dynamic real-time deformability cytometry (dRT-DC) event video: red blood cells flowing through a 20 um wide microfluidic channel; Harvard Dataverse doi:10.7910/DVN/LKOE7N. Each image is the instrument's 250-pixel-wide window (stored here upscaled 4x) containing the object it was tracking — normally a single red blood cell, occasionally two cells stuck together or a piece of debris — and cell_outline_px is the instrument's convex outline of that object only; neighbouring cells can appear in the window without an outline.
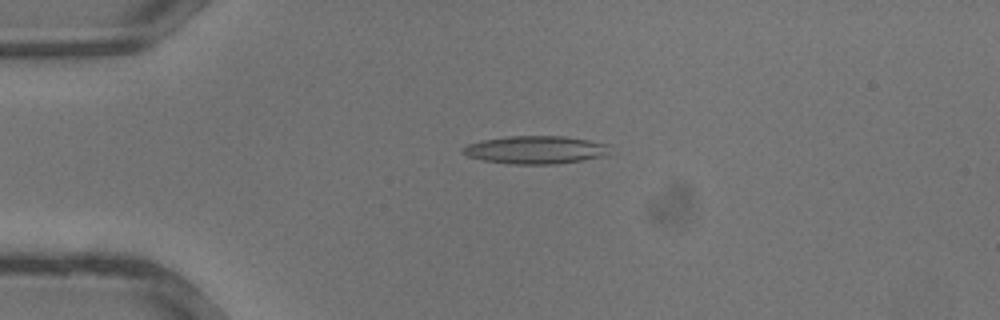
{"species": "common noctule bat (a hibernating species)", "species_latin": "Nyctalus noctula", "temperature_condition": "warm", "stored_images_in_passage": 31, "camera_frame_rate_fps": 3000, "um_per_image_px": 0.085, "animal": {"sex": "male", "body_mass_g": 13.3}, "frame": {"image": 1, "passage_image": 5, "time_ms": 1.333, "image_size_px": [1000, 320], "cell_outline_px": [[608, 156], [556, 164], [508, 164], [484, 160], [468, 156], [460, 152], [460, 148], [468, 144], [480, 140], [504, 136], [564, 136], [588, 140], [608, 144]], "centroid_in_image_um": [45.48, 12.73], "position_along_channel_um": 39.5, "area_um2": 24.16}}
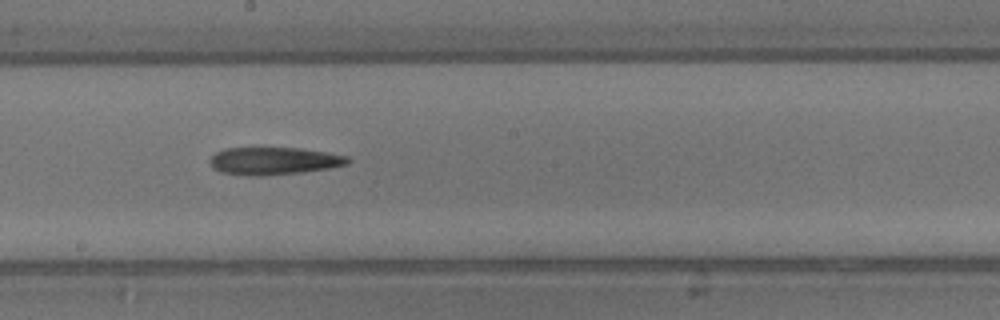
{"frame": {"image": 2, "passage_image": 16, "time_ms": 5.0, "image_size_px": [1000, 320], "cell_outline_px": [[352, 160], [348, 164], [328, 168], [300, 172], [260, 176], [256, 176], [220, 172], [212, 168], [208, 160], [216, 152], [224, 148], [300, 148], [328, 152], [348, 156]], "centroid_in_image_um": [23.27, 13.67], "position_along_channel_um": 224.9, "area_um2": 22.14}}
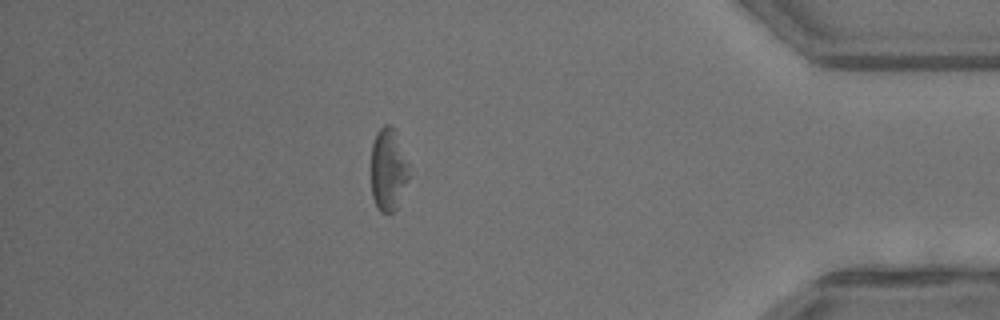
{"frame": {"image": 3, "passage_image": 27, "time_ms": 8.667, "image_size_px": [1000, 320], "cell_outline_px": [[408, 180], [396, 208], [392, 212], [380, 212], [372, 196], [372, 144], [376, 132], [384, 124], [388, 124], [392, 128], [408, 164]], "centroid_in_image_um": [32.98, 14.44], "position_along_channel_um": 402.2, "area_um2": 17.57}}